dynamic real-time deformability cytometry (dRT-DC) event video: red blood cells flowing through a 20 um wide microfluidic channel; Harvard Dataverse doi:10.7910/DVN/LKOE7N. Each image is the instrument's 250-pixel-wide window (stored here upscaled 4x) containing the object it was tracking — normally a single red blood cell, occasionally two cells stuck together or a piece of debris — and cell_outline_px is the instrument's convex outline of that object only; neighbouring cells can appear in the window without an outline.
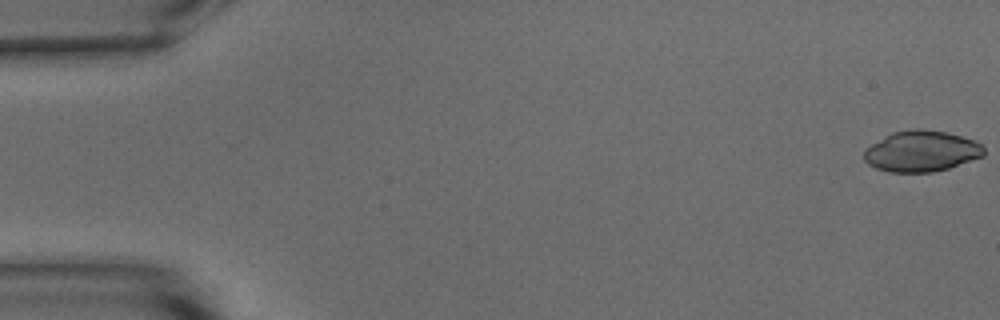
{"species": "common noctule bat (a hibernating species)", "species_latin": "Nyctalus noctula", "temperature_condition": "warm", "stored_images_in_passage": 24, "camera_frame_rate_fps": 3000, "um_per_image_px": 0.085, "animal": {"sex": "male", "body_mass_g": 15.6}, "frame": {"image": 1, "passage_image": 1, "time_ms": 0.0, "image_size_px": [1000, 320], "cell_outline_px": [[984, 156], [948, 168], [932, 172], [888, 172], [876, 168], [868, 164], [864, 160], [864, 148], [892, 132], [916, 128], [920, 128], [944, 132], [960, 136], [984, 144]], "centroid_in_image_um": [78.3, 12.85], "position_along_channel_um": 6.7, "area_um2": 28.61}}
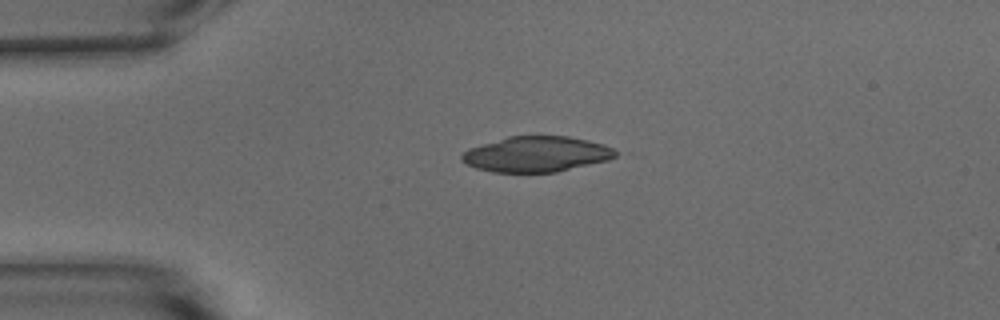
{"frame": {"image": 2, "passage_image": 13, "time_ms": 4.0, "image_size_px": [1000, 320], "cell_outline_px": [[616, 156], [608, 160], [556, 172], [492, 172], [476, 168], [460, 160], [460, 156], [468, 148], [508, 136], [568, 136], [588, 140], [604, 144], [612, 148], [616, 152]], "centroid_in_image_um": [45.58, 13.1], "position_along_channel_um": 39.4, "area_um2": 31.73}}